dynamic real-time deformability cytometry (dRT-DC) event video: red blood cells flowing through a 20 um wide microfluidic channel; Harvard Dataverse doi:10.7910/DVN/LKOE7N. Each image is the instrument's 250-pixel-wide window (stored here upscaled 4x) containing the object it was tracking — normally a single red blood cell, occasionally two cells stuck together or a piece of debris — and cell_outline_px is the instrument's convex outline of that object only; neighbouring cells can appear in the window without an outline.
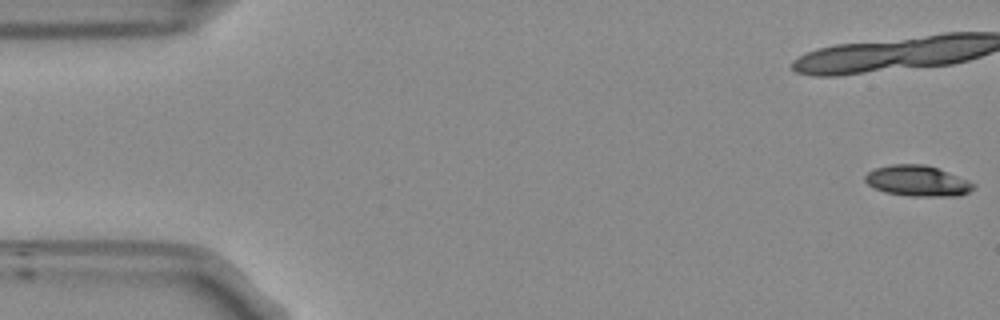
{"species": "Egyptian fruit bat (a non-hibernating species)", "species_latin": "Rousettus aegyptiacus", "temperature_condition": "room temperature", "stored_images_in_passage": 55, "camera_frame_rate_fps": 3000, "um_per_image_px": 0.085, "frame": {"image": 1, "passage_image": 1, "time_ms": 0.0, "image_size_px": [1000, 320], "cell_outline_px": [[976, 184], [968, 192], [960, 196], [908, 196], [884, 192], [868, 184], [864, 180], [864, 176], [868, 172], [876, 168], [892, 164], [924, 164], [948, 172], [968, 180]], "centroid_in_image_um": [77.98, 15.38], "position_along_channel_um": 7.0, "area_um2": 19.31}, "authors_computed_cell_mechanics": {"area_um2": 19.941, "velocity_mm_per_s": 3.7494, "shape_relaxation_time_tau1_ms": 9.5733, "shape_relaxation_time_tau2_ms": null, "deformation_change_tau1": 0.174, "deformation_change_tau2": null}}